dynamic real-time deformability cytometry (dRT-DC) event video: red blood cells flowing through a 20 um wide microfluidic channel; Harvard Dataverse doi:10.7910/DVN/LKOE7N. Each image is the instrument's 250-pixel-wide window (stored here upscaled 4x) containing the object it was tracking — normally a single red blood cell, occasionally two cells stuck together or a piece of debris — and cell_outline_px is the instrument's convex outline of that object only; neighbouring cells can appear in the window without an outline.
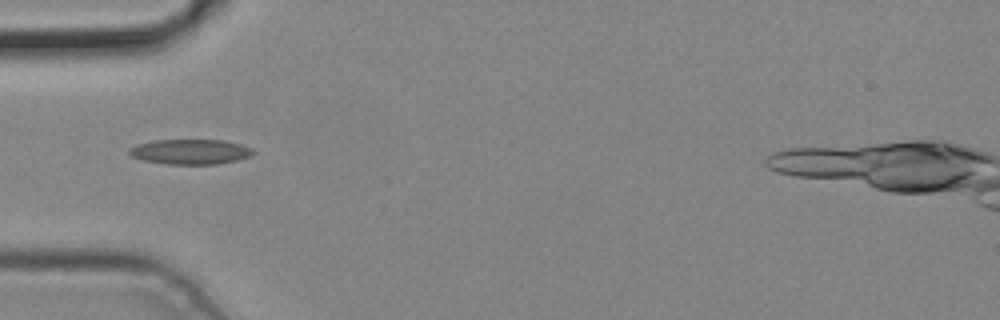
{"species": "common noctule bat (a hibernating species)", "species_latin": "Nyctalus noctula", "temperature_condition": "cold", "stored_images_in_passage": 3, "camera_frame_rate_fps": 3000, "um_per_image_px": 0.085, "animal": {"sex": "male", "body_mass_g": 19.2, "forearm_length_mm": 51.8}, "frame": {"image": 1, "passage_image": 3, "time_ms": 0.667, "image_size_px": [1000, 320], "cell_outline_px": [[256, 152], [252, 156], [236, 160], [216, 164], [168, 164], [144, 160], [132, 156], [128, 152], [128, 148], [136, 144], [156, 140], [224, 140], [240, 144], [252, 148]], "centroid_in_image_um": [16.2, 12.89], "position_along_channel_um": 68.8, "area_um2": 18.09}}